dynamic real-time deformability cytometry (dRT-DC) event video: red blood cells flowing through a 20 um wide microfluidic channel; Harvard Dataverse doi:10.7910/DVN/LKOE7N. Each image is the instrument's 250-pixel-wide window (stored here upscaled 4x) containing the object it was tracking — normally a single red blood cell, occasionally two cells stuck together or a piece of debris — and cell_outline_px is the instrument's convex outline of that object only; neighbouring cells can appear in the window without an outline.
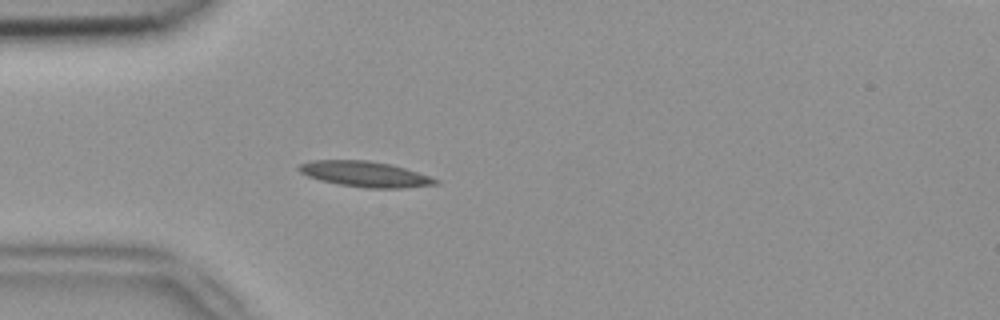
{"species": "common noctule bat (a hibernating species)", "species_latin": "Nyctalus noctula", "temperature_condition": "room temperature", "stored_images_in_passage": 38, "camera_frame_rate_fps": 3000, "um_per_image_px": 0.085, "animal": {"sex": "female", "body_mass_g": 18.4}, "frame": {"image": 1, "passage_image": 1, "time_ms": 0.0, "image_size_px": [1000, 320], "cell_outline_px": [[440, 184], [404, 188], [364, 188], [340, 184], [320, 180], [308, 176], [300, 172], [296, 168], [300, 164], [312, 160], [368, 160], [392, 164], [440, 180]], "centroid_in_image_um": [31.03, 14.8], "position_along_channel_um": 54.0, "area_um2": 20.35}}
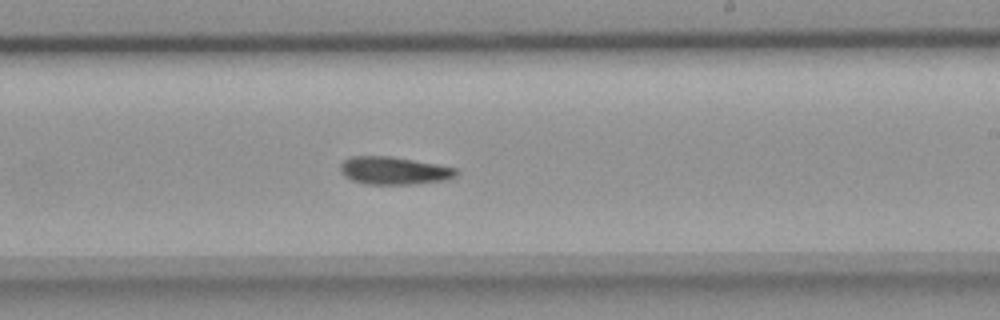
{"frame": {"image": 2, "passage_image": 17, "time_ms": 5.333, "image_size_px": [1000, 320], "cell_outline_px": [[460, 172], [456, 176], [444, 180], [416, 184], [364, 184], [352, 180], [344, 176], [340, 172], [340, 164], [344, 160], [352, 156], [392, 156], [460, 168]], "centroid_in_image_um": [33.52, 14.5], "position_along_channel_um": 255.5, "area_um2": 19.02}}
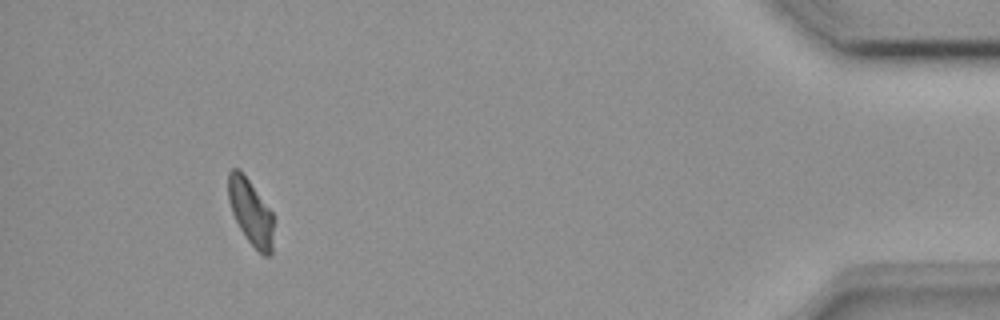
{"frame": {"image": 3, "passage_image": 34, "time_ms": 11.0, "image_size_px": [1000, 320], "cell_outline_px": [[272, 252], [268, 256], [264, 256], [244, 236], [232, 212], [228, 200], [228, 172], [232, 168], [240, 168], [272, 212]], "centroid_in_image_um": [21.28, 17.98], "position_along_channel_um": 413.9, "area_um2": 17.11}}